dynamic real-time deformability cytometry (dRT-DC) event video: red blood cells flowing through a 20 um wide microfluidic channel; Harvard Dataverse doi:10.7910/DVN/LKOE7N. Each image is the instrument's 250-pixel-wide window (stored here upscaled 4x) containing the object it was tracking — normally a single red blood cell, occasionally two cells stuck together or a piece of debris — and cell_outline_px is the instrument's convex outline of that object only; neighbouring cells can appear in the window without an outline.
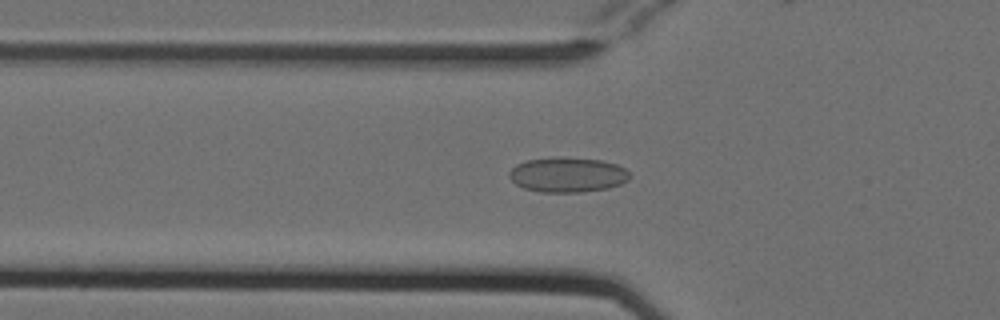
{"species": "Egyptian fruit bat (a non-hibernating species)", "species_latin": "Rousettus aegyptiacus", "temperature_condition": "cold", "stored_images_in_passage": 39, "camera_frame_rate_fps": 3000, "um_per_image_px": 0.085, "animal": {"sex": "female"}, "frame": {"image": 1, "passage_image": 4, "time_ms": 1.0, "image_size_px": [1000, 320], "cell_outline_px": [[628, 180], [620, 184], [608, 188], [580, 192], [540, 192], [524, 188], [516, 184], [508, 176], [508, 172], [516, 164], [528, 160], [556, 156], [560, 156], [600, 160], [616, 164], [624, 168], [628, 172]], "centroid_in_image_um": [48.21, 14.84], "position_along_channel_um": 77.6, "area_um2": 24.57}}
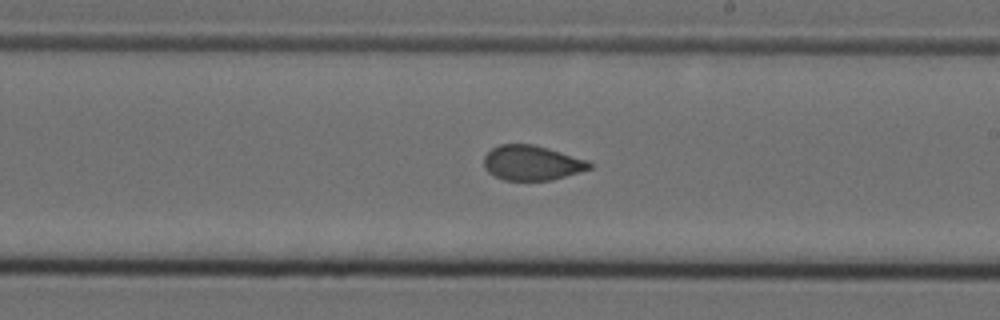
{"frame": {"image": 2, "passage_image": 17, "time_ms": 5.333, "image_size_px": [1000, 320], "cell_outline_px": [[592, 168], [552, 180], [504, 180], [488, 172], [484, 168], [484, 156], [492, 148], [500, 144], [532, 144], [548, 148], [588, 160], [592, 164]], "centroid_in_image_um": [45.2, 13.84], "position_along_channel_um": 243.8, "area_um2": 21.39}}
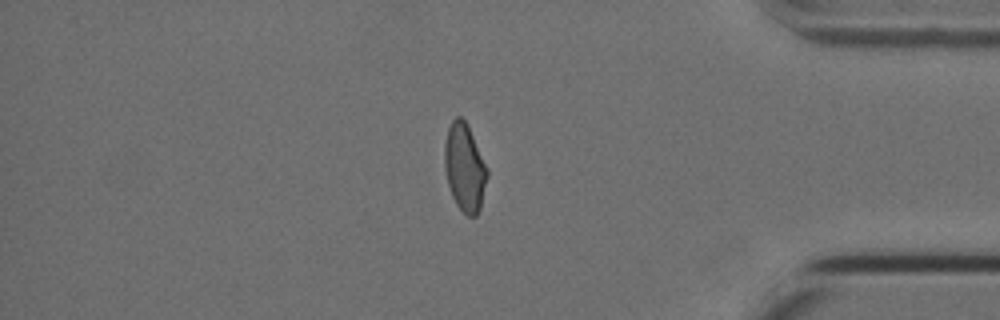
{"frame": {"image": 3, "passage_image": 31, "time_ms": 10.0, "image_size_px": [1000, 320], "cell_outline_px": [[488, 176], [480, 208], [476, 216], [468, 216], [456, 204], [452, 196], [448, 184], [444, 168], [444, 144], [448, 128], [452, 120], [456, 116], [460, 116], [468, 124], [488, 168]], "centroid_in_image_um": [39.49, 14.21], "position_along_channel_um": 395.7, "area_um2": 21.96}, "authors_computed_cell_mechanics": {"area_um2": 22.1374, "velocity_mm_per_s": 3.8147, "shape_relaxation_time_tau1_ms": null, "shape_relaxation_time_tau2_ms": 1.2546, "deformation_change_tau1": null, "deformation_change_tau2": 0.0641}}